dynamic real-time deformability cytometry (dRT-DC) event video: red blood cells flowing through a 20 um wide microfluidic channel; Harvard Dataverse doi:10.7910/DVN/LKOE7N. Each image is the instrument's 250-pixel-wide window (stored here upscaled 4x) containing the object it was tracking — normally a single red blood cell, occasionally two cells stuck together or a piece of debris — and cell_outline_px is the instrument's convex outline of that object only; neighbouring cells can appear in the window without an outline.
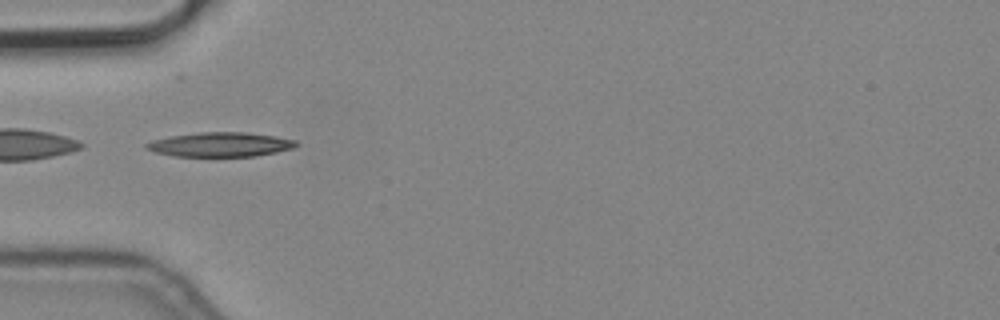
{"species": "common noctule bat (a hibernating species)", "species_latin": "Nyctalus noctula", "temperature_condition": "cold", "stored_images_in_passage": 9, "camera_frame_rate_fps": 3000, "um_per_image_px": 0.085, "animal": {"sex": "male", "body_mass_g": 19.2, "forearm_length_mm": 51.8}, "frame": {"image": 1, "passage_image": 4, "time_ms": 1.0, "image_size_px": [1000, 320], "cell_outline_px": [[300, 144], [292, 148], [276, 152], [256, 156], [172, 156], [156, 152], [144, 148], [144, 144], [152, 140], [172, 136], [200, 132], [248, 132], [276, 136], [296, 140]], "centroid_in_image_um": [18.74, 12.28], "position_along_channel_um": 66.3, "area_um2": 21.33}}
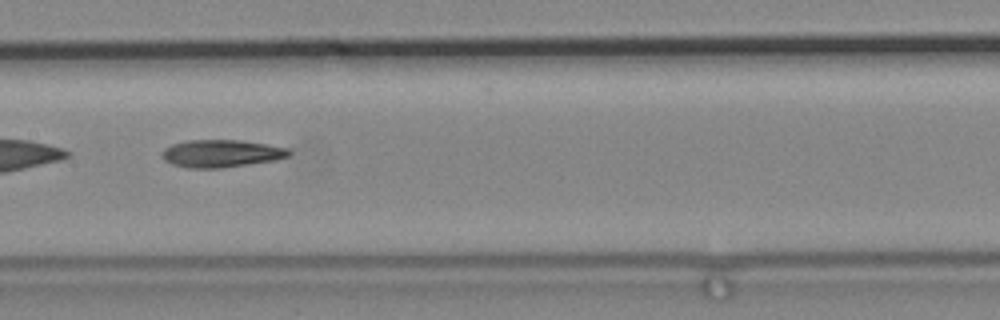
{"frame": {"image": 2, "passage_image": 7, "time_ms": 2.0, "image_size_px": [1000, 320], "cell_outline_px": [[292, 152], [288, 156], [276, 160], [220, 168], [188, 168], [172, 164], [164, 160], [160, 156], [160, 152], [164, 148], [172, 144], [188, 140], [240, 140], [288, 148]], "centroid_in_image_um": [18.76, 13.05], "position_along_channel_um": 188.6, "area_um2": 20.4}}
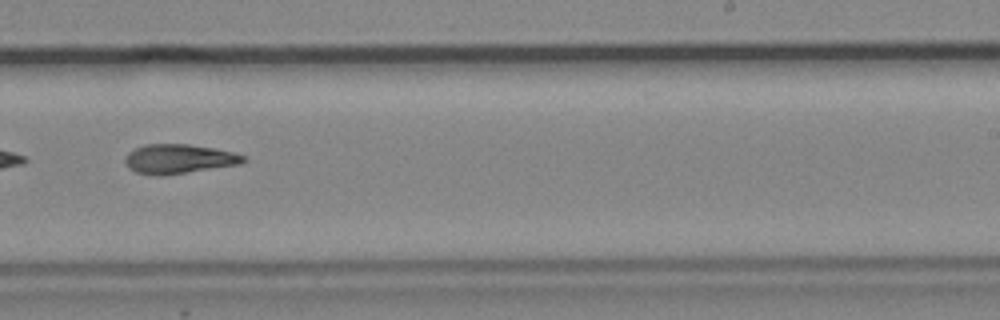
{"frame": {"image": 3, "passage_image": 9, "time_ms": 2.667, "image_size_px": [1000, 320], "cell_outline_px": [[248, 160], [240, 164], [188, 172], [160, 176], [156, 176], [136, 172], [128, 168], [124, 160], [128, 152], [144, 144], [188, 144], [212, 148], [232, 152], [248, 156]], "centroid_in_image_um": [15.2, 13.51], "position_along_channel_um": 273.8, "area_um2": 20.29}}